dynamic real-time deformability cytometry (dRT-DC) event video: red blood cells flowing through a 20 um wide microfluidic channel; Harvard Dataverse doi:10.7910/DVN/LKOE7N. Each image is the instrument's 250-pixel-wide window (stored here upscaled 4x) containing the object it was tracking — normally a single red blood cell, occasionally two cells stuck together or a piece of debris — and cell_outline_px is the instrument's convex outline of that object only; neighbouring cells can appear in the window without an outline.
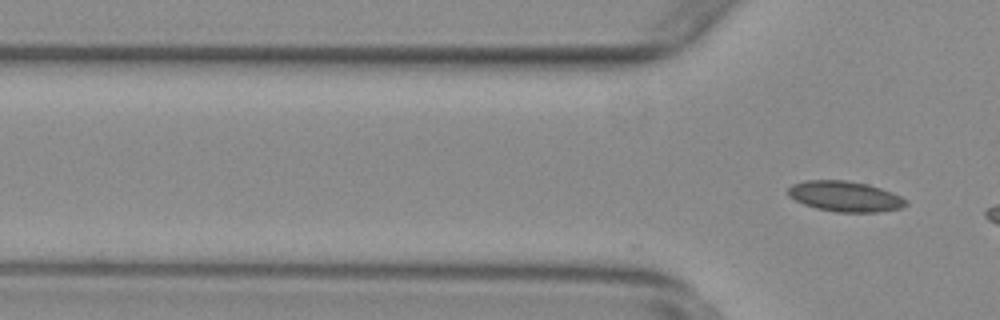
{"species": "common noctule bat (a hibernating species)", "species_latin": "Nyctalus noctula", "temperature_condition": "warm", "stored_images_in_passage": 3, "camera_frame_rate_fps": 3000, "um_per_image_px": 0.085, "animal": {"sex": "female", "body_mass_g": 29.2, "forearm_length_mm": 56.3}, "frame": {"image": 1, "passage_image": 3, "time_ms": 0.667, "image_size_px": [1000, 320], "cell_outline_px": [[908, 204], [900, 208], [876, 212], [836, 212], [816, 208], [804, 204], [788, 196], [784, 192], [792, 184], [804, 180], [844, 180], [868, 184], [892, 192], [900, 196]], "centroid_in_image_um": [71.77, 16.68], "position_along_channel_um": 54.0, "area_um2": 20.92}}